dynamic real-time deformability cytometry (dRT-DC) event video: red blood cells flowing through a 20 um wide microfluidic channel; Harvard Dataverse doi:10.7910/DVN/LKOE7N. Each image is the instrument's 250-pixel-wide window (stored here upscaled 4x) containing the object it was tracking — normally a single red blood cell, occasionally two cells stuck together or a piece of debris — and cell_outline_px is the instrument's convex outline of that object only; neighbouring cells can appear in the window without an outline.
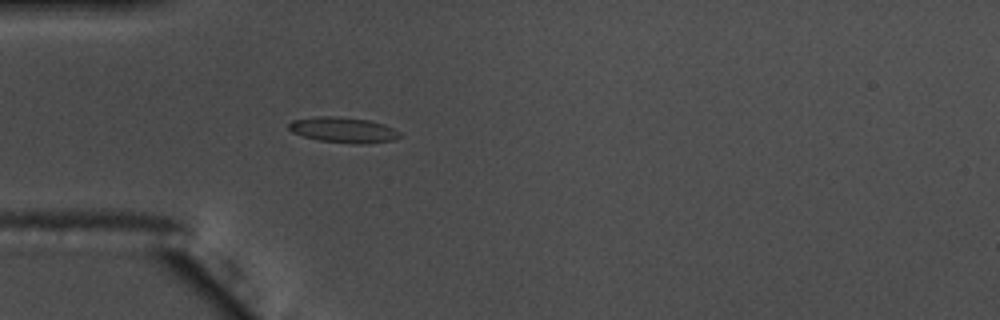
{"species": "common noctule bat (a hibernating species)", "species_latin": "Nyctalus noctula", "temperature_condition": "warm", "stored_images_in_passage": 17, "camera_frame_rate_fps": 3000, "um_per_image_px": 0.085, "animal": {"sex": "male", "body_mass_g": 17.5, "forearm_length_mm": 52.3}, "frame": {"image": 1, "passage_image": 1, "time_ms": 0.0, "image_size_px": [1000, 320], "cell_outline_px": [[404, 136], [392, 140], [364, 144], [356, 144], [320, 140], [304, 136], [292, 132], [288, 128], [288, 124], [292, 120], [316, 116], [340, 116], [368, 120], [384, 124], [400, 132]], "centroid_in_image_um": [29.2, 11.03], "position_along_channel_um": 55.8, "area_um2": 16.53}}